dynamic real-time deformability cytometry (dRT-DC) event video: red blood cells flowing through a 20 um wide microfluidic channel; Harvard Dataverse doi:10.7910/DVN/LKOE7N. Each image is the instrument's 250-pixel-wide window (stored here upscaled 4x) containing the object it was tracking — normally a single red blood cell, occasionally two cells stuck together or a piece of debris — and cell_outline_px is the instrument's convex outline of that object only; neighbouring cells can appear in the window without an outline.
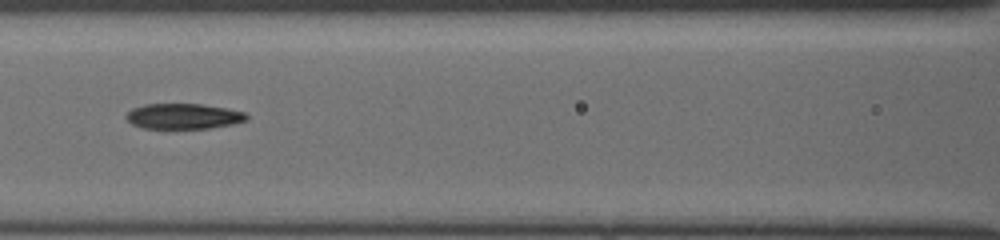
{"species": "common noctule bat (a hibernating species)", "species_latin": "Nyctalus noctula", "temperature_condition": "cold", "stored_images_in_passage": 38, "segment_of_instrument_passage": [2, 2], "camera_frame_rate_fps": 3000, "um_per_image_px": 0.085, "animal": {"sex": "female", "body_mass_g": 19.5, "forearm_length_mm": 54.1}, "frame": {"image": 1, "passage_image": 13, "time_ms": 4.0, "image_size_px": [1000, 240], "cell_outline_px": [[248, 120], [232, 124], [208, 128], [144, 128], [132, 124], [124, 116], [132, 108], [144, 104], [200, 104], [228, 108], [244, 112], [248, 116]], "centroid_in_image_um": [15.59, 9.87], "position_along_channel_um": 151.0, "area_um2": 17.8}}
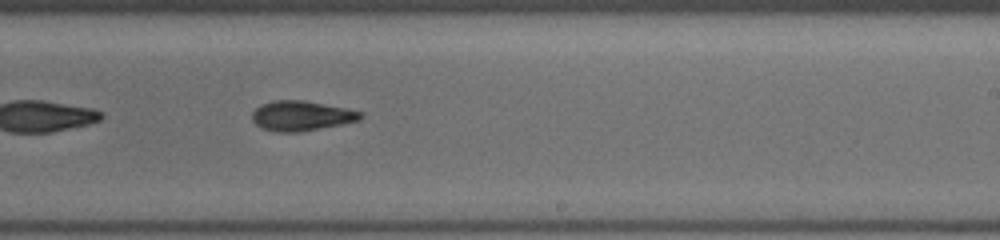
{"frame": {"image": 2, "passage_image": 21, "time_ms": 6.667, "image_size_px": [1000, 240], "cell_outline_px": [[364, 116], [360, 120], [300, 132], [272, 132], [260, 128], [252, 120], [252, 112], [260, 104], [272, 100], [304, 100], [348, 108], [364, 112]], "centroid_in_image_um": [25.61, 9.84], "position_along_channel_um": 263.4, "area_um2": 19.19}}
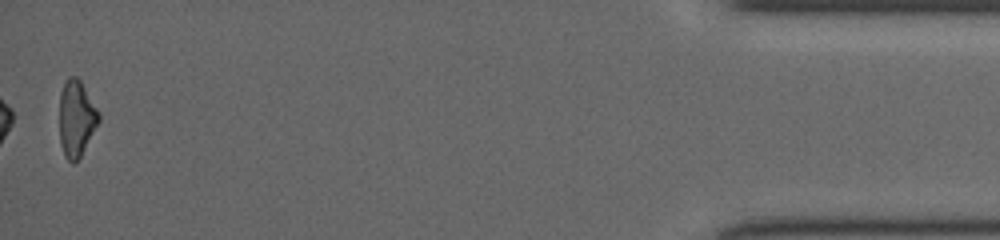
{"frame": {"image": 3, "passage_image": 38, "time_ms": 12.333, "image_size_px": [1000, 240], "cell_outline_px": [[100, 120], [80, 156], [72, 164], [64, 156], [60, 144], [60, 92], [68, 76], [76, 76], [80, 80], [100, 112]], "centroid_in_image_um": [6.49, 10.05], "position_along_channel_um": 428.7, "area_um2": 17.4}}